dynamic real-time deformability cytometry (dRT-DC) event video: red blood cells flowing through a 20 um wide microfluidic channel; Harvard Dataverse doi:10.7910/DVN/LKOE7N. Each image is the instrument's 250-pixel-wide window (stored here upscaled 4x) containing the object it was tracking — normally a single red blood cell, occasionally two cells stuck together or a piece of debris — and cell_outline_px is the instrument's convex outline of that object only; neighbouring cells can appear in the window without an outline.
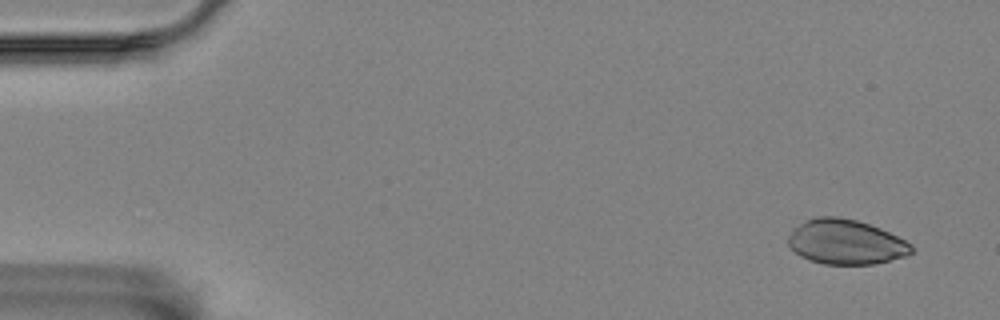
{"species": "Egyptian fruit bat (a non-hibernating species)", "species_latin": "Rousettus aegyptiacus", "temperature_condition": "room temperature", "stored_images_in_passage": 5, "camera_frame_rate_fps": 3000, "um_per_image_px": 0.085, "animal": {"sex": "female"}, "frame": {"image": 1, "passage_image": 2, "time_ms": 0.333, "image_size_px": [1000, 320], "cell_outline_px": [[912, 252], [904, 256], [872, 264], [824, 264], [808, 260], [800, 256], [788, 244], [788, 236], [800, 224], [816, 216], [836, 216], [856, 220], [880, 228], [912, 244]], "centroid_in_image_um": [71.87, 20.57], "position_along_channel_um": 13.1, "area_um2": 31.73}}